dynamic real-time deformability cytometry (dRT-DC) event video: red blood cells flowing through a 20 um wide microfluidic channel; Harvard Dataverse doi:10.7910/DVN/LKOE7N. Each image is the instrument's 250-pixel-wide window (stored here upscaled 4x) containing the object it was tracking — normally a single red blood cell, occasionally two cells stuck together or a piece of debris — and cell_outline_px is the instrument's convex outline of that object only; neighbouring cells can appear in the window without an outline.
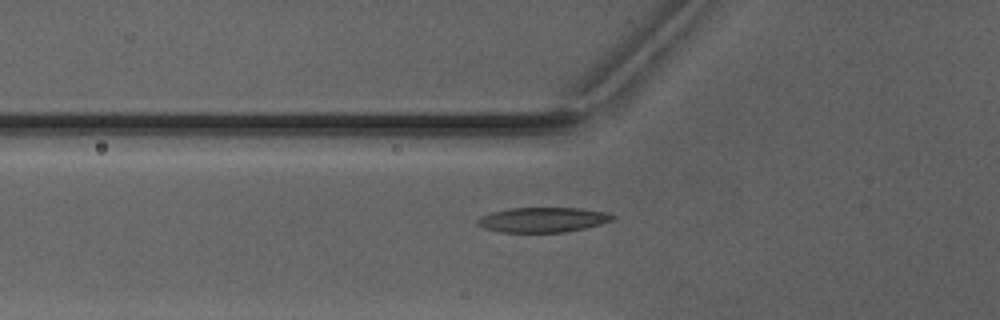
{"species": "Egyptian fruit bat (a non-hibernating species)", "species_latin": "Rousettus aegyptiacus", "temperature_condition": "warm", "stored_images_in_passage": 52, "camera_frame_rate_fps": 3000, "um_per_image_px": 0.085, "animal": {"sex": "male"}, "frame": {"image": 1, "passage_image": 20, "time_ms": 6.333, "image_size_px": [1000, 320], "cell_outline_px": [[616, 216], [612, 220], [600, 224], [584, 228], [564, 232], [500, 232], [484, 228], [476, 224], [476, 220], [480, 216], [492, 212], [508, 208], [580, 208], [608, 212]], "centroid_in_image_um": [46.12, 18.67], "position_along_channel_um": 79.7, "area_um2": 19.65}}
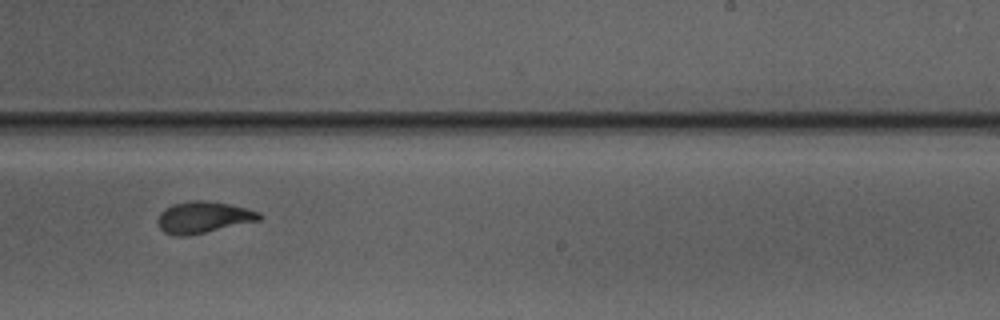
{"frame": {"image": 2, "passage_image": 34, "time_ms": 11.0, "image_size_px": [1000, 320], "cell_outline_px": [[264, 216], [260, 220], [188, 236], [172, 236], [164, 232], [156, 224], [156, 220], [160, 212], [164, 208], [172, 204], [192, 200], [200, 200], [228, 204], [260, 212]], "centroid_in_image_um": [17.23, 18.48], "position_along_channel_um": 271.8, "area_um2": 18.79}}
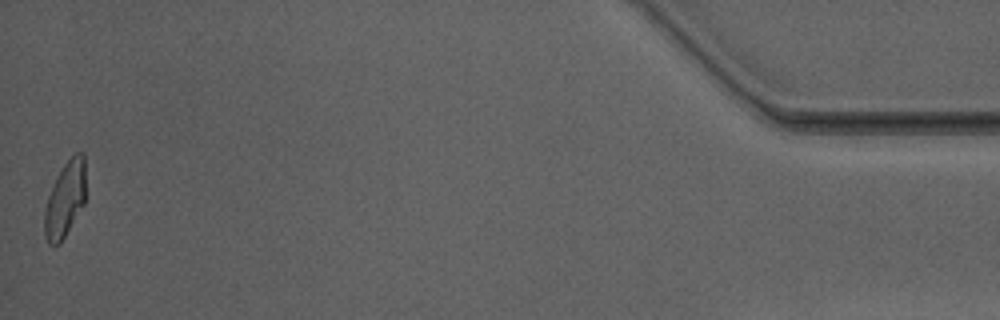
{"frame": {"image": 3, "passage_image": 52, "time_ms": 17.0, "image_size_px": [1000, 320], "cell_outline_px": [[84, 204], [60, 244], [48, 244], [44, 236], [44, 208], [48, 196], [56, 176], [64, 164], [76, 152], [84, 152]], "centroid_in_image_um": [5.5, 16.96], "position_along_channel_um": 429.7, "area_um2": 18.03}, "authors_computed_cell_mechanics": {"area_um2": 18.8139, "velocity_mm_per_s": 4.1108, "shape_relaxation_time_tau1_ms": 4.9067, "shape_relaxation_time_tau2_ms": 1.2467, "deformation_change_tau1": 0.2183, "deformation_change_tau2": 0.078}}